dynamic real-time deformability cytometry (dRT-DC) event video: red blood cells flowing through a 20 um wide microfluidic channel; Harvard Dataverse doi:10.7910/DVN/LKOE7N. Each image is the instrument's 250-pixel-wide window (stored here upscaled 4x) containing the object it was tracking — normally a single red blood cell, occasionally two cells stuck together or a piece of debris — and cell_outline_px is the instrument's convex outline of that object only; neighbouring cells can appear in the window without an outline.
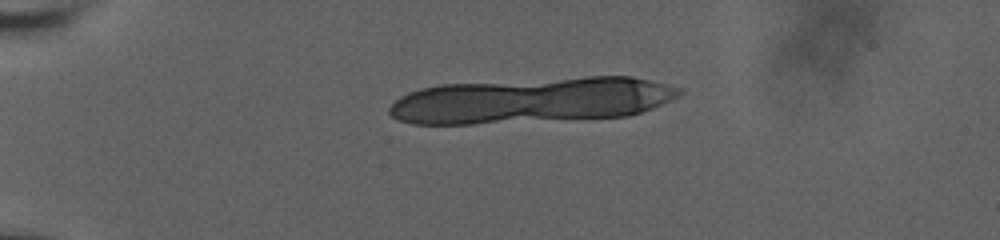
{"species": "human", "species_latin": "Homo sapiens", "temperature_condition": "room temperature", "stored_images_in_passage": 7, "camera_frame_rate_fps": 3000, "um_per_image_px": 0.085, "donor": {"sex": "male"}, "frame": {"image": 1, "passage_image": 2, "time_ms": 0.333, "image_size_px": [1000, 240], "cell_outline_px": [[636, 80], [632, 88], [404, 100], [408, 96], [432, 88], [616, 76]], "centroid_in_image_um": [44.78, 7.47], "position_along_channel_um": 40.2, "area_um2": 18.21}}